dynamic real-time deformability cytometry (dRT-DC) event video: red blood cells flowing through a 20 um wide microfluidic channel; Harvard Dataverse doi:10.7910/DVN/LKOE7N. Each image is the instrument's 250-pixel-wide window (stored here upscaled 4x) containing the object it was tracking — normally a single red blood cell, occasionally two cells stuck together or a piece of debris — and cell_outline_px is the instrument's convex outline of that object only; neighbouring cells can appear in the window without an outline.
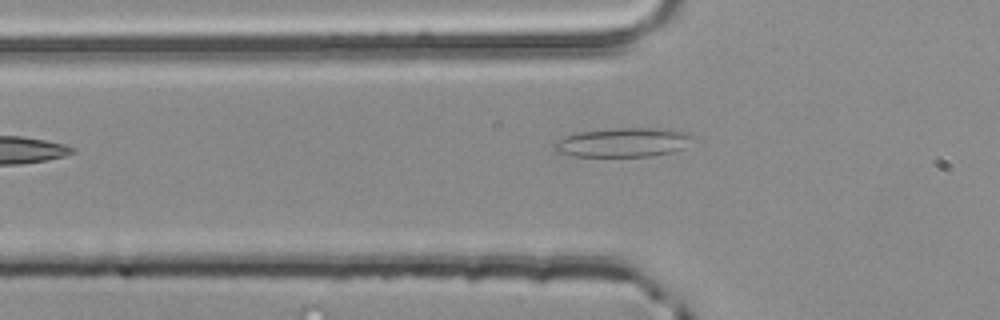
{"species": "common noctule bat (a hibernating species)", "species_latin": "Nyctalus noctula", "temperature_condition": "room temperature", "stored_images_in_passage": 3, "camera_frame_rate_fps": 3000, "um_per_image_px": 0.085, "animal": {"sex": "male", "body_mass_g": 20.4}, "frame": {"image": 1, "passage_image": 3, "time_ms": 0.667, "image_size_px": [1000, 320], "cell_outline_px": [[696, 136], [680, 148], [672, 152], [652, 156], [572, 156], [556, 152], [552, 148], [552, 144], [568, 136], [580, 132], [616, 128], [660, 128], [688, 132]], "centroid_in_image_um": [52.96, 12.1], "position_along_channel_um": 72.8, "area_um2": 23.29}}